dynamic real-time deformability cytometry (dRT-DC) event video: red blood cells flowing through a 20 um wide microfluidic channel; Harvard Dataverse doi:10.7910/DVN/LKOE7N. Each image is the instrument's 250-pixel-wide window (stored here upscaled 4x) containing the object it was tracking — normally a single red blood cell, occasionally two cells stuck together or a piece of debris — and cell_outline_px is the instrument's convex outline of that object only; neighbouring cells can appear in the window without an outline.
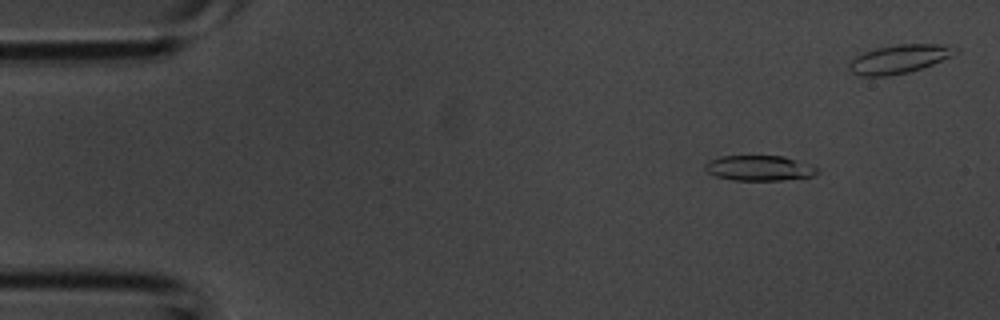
{"species": "common noctule bat (a hibernating species)", "species_latin": "Nyctalus noctula", "temperature_condition": "room temperature", "stored_images_in_passage": 4, "camera_frame_rate_fps": 3000, "um_per_image_px": 0.085, "animal": {"sex": "male", "body_mass_g": 20.1, "forearm_length_mm": 53.5}, "frame": {"image": 1, "passage_image": 1, "time_ms": 0.0, "image_size_px": [1000, 320], "cell_outline_px": [[820, 172], [812, 176], [780, 180], [732, 180], [716, 176], [708, 172], [704, 168], [704, 164], [708, 160], [720, 156], [784, 156], [820, 168]], "centroid_in_image_um": [64.53, 14.28], "position_along_channel_um": 20.5, "area_um2": 16.53}}